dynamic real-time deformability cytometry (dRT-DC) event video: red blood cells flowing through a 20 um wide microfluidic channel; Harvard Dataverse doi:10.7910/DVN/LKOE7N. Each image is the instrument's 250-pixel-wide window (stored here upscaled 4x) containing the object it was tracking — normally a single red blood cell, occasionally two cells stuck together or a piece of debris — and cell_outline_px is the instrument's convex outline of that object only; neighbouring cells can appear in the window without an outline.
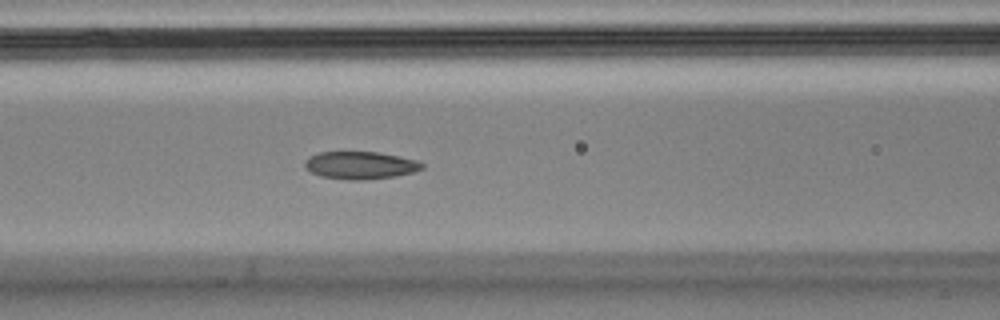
{"species": "Egyptian fruit bat (a non-hibernating species)", "species_latin": "Rousettus aegyptiacus", "temperature_condition": "cold", "stored_images_in_passage": 46, "segment_of_instrument_passage": [1, 2], "camera_frame_rate_fps": 3000, "um_per_image_px": 0.085, "animal": {"sex": "male"}, "frame": {"image": 1, "passage_image": 12, "time_ms": 3.667, "image_size_px": [1000, 320], "cell_outline_px": [[424, 168], [416, 172], [396, 176], [360, 180], [352, 180], [320, 176], [312, 172], [304, 164], [308, 156], [320, 152], [376, 152], [400, 156], [416, 160], [424, 164]], "centroid_in_image_um": [30.67, 14.04], "position_along_channel_um": 135.9, "area_um2": 18.79}}
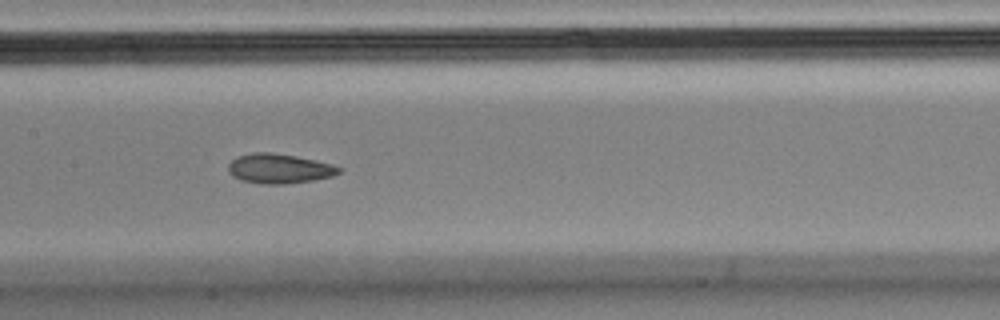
{"frame": {"image": 2, "passage_image": 16, "time_ms": 5.0, "image_size_px": [1000, 320], "cell_outline_px": [[344, 168], [340, 172], [332, 176], [312, 180], [284, 184], [260, 184], [240, 180], [232, 176], [228, 172], [228, 164], [236, 156], [252, 152], [268, 152], [296, 156], [316, 160], [332, 164]], "centroid_in_image_um": [23.71, 14.33], "position_along_channel_um": 183.7, "area_um2": 19.31}}
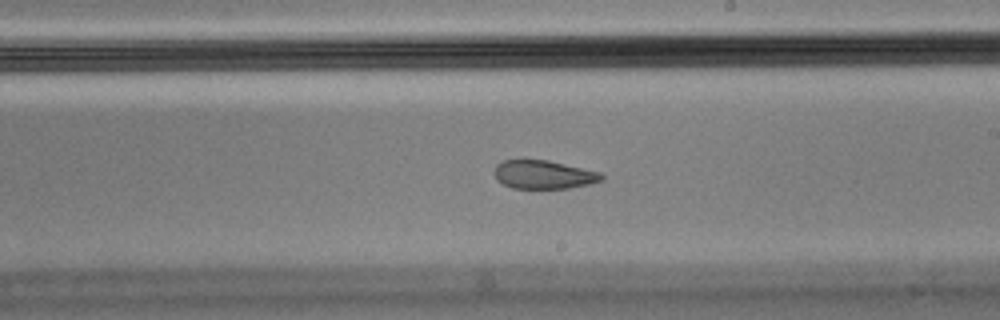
{"frame": {"image": 3, "passage_image": 21, "time_ms": 6.667, "image_size_px": [1000, 320], "cell_outline_px": [[604, 180], [588, 184], [568, 188], [512, 188], [496, 180], [492, 172], [496, 164], [504, 160], [520, 156], [548, 160], [600, 172], [604, 176]], "centroid_in_image_um": [46.12, 14.79], "position_along_channel_um": 242.9, "area_um2": 18.5}}